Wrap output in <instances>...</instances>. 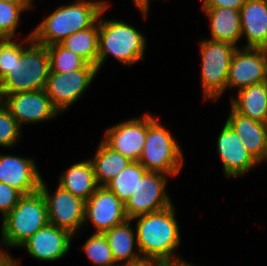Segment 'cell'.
I'll return each instance as SVG.
<instances>
[{"label": "cell", "instance_id": "cell-1", "mask_svg": "<svg viewBox=\"0 0 267 266\" xmlns=\"http://www.w3.org/2000/svg\"><path fill=\"white\" fill-rule=\"evenodd\" d=\"M109 4L105 0H76L59 6L31 32L41 45L59 44L71 34L93 26Z\"/></svg>", "mask_w": 267, "mask_h": 266}, {"label": "cell", "instance_id": "cell-2", "mask_svg": "<svg viewBox=\"0 0 267 266\" xmlns=\"http://www.w3.org/2000/svg\"><path fill=\"white\" fill-rule=\"evenodd\" d=\"M174 205L133 218L136 226L137 247L142 256L152 257L163 263L179 259L174 253L180 244L178 221Z\"/></svg>", "mask_w": 267, "mask_h": 266}, {"label": "cell", "instance_id": "cell-3", "mask_svg": "<svg viewBox=\"0 0 267 266\" xmlns=\"http://www.w3.org/2000/svg\"><path fill=\"white\" fill-rule=\"evenodd\" d=\"M109 6L111 5H108L98 18V71L109 55L130 66L144 59L146 37L124 21L112 19H104L103 21L101 15L106 12Z\"/></svg>", "mask_w": 267, "mask_h": 266}, {"label": "cell", "instance_id": "cell-4", "mask_svg": "<svg viewBox=\"0 0 267 266\" xmlns=\"http://www.w3.org/2000/svg\"><path fill=\"white\" fill-rule=\"evenodd\" d=\"M47 224V207L41 191L25 194L15 207L2 218L0 245L3 248L20 247Z\"/></svg>", "mask_w": 267, "mask_h": 266}, {"label": "cell", "instance_id": "cell-5", "mask_svg": "<svg viewBox=\"0 0 267 266\" xmlns=\"http://www.w3.org/2000/svg\"><path fill=\"white\" fill-rule=\"evenodd\" d=\"M138 162L147 171L176 176L183 167V153L175 137L147 113V135Z\"/></svg>", "mask_w": 267, "mask_h": 266}, {"label": "cell", "instance_id": "cell-6", "mask_svg": "<svg viewBox=\"0 0 267 266\" xmlns=\"http://www.w3.org/2000/svg\"><path fill=\"white\" fill-rule=\"evenodd\" d=\"M49 72L47 48L33 40L0 82V99L6 94L45 89Z\"/></svg>", "mask_w": 267, "mask_h": 266}, {"label": "cell", "instance_id": "cell-7", "mask_svg": "<svg viewBox=\"0 0 267 266\" xmlns=\"http://www.w3.org/2000/svg\"><path fill=\"white\" fill-rule=\"evenodd\" d=\"M236 46L211 39L200 42L204 100H218L227 89L230 62Z\"/></svg>", "mask_w": 267, "mask_h": 266}, {"label": "cell", "instance_id": "cell-8", "mask_svg": "<svg viewBox=\"0 0 267 266\" xmlns=\"http://www.w3.org/2000/svg\"><path fill=\"white\" fill-rule=\"evenodd\" d=\"M168 176L162 173L147 171L124 204L128 219L158 212L170 207L172 201L166 193Z\"/></svg>", "mask_w": 267, "mask_h": 266}, {"label": "cell", "instance_id": "cell-9", "mask_svg": "<svg viewBox=\"0 0 267 266\" xmlns=\"http://www.w3.org/2000/svg\"><path fill=\"white\" fill-rule=\"evenodd\" d=\"M41 191L47 207L48 223L69 231L72 235L84 226L85 201L68 192L60 185L53 194H49L43 178L40 182Z\"/></svg>", "mask_w": 267, "mask_h": 266}, {"label": "cell", "instance_id": "cell-10", "mask_svg": "<svg viewBox=\"0 0 267 266\" xmlns=\"http://www.w3.org/2000/svg\"><path fill=\"white\" fill-rule=\"evenodd\" d=\"M96 74L98 69H79L63 74L49 72L44 90L53 106L62 113L87 91Z\"/></svg>", "mask_w": 267, "mask_h": 266}, {"label": "cell", "instance_id": "cell-11", "mask_svg": "<svg viewBox=\"0 0 267 266\" xmlns=\"http://www.w3.org/2000/svg\"><path fill=\"white\" fill-rule=\"evenodd\" d=\"M0 100L20 127L23 123L36 124L59 114L44 89L6 94Z\"/></svg>", "mask_w": 267, "mask_h": 266}, {"label": "cell", "instance_id": "cell-12", "mask_svg": "<svg viewBox=\"0 0 267 266\" xmlns=\"http://www.w3.org/2000/svg\"><path fill=\"white\" fill-rule=\"evenodd\" d=\"M267 49L237 48L230 62L227 88L238 90L265 81Z\"/></svg>", "mask_w": 267, "mask_h": 266}, {"label": "cell", "instance_id": "cell-13", "mask_svg": "<svg viewBox=\"0 0 267 266\" xmlns=\"http://www.w3.org/2000/svg\"><path fill=\"white\" fill-rule=\"evenodd\" d=\"M127 219L124 203L105 186H99L85 202L84 224L90 220L95 233H104Z\"/></svg>", "mask_w": 267, "mask_h": 266}, {"label": "cell", "instance_id": "cell-14", "mask_svg": "<svg viewBox=\"0 0 267 266\" xmlns=\"http://www.w3.org/2000/svg\"><path fill=\"white\" fill-rule=\"evenodd\" d=\"M147 135V114L109 127L102 140L131 161H138Z\"/></svg>", "mask_w": 267, "mask_h": 266}, {"label": "cell", "instance_id": "cell-15", "mask_svg": "<svg viewBox=\"0 0 267 266\" xmlns=\"http://www.w3.org/2000/svg\"><path fill=\"white\" fill-rule=\"evenodd\" d=\"M217 151L227 178L241 177L259 164L247 151L241 138L226 122L217 138Z\"/></svg>", "mask_w": 267, "mask_h": 266}, {"label": "cell", "instance_id": "cell-16", "mask_svg": "<svg viewBox=\"0 0 267 266\" xmlns=\"http://www.w3.org/2000/svg\"><path fill=\"white\" fill-rule=\"evenodd\" d=\"M74 236L69 231L48 223L20 247H24L35 259L55 261L64 257L69 251Z\"/></svg>", "mask_w": 267, "mask_h": 266}, {"label": "cell", "instance_id": "cell-17", "mask_svg": "<svg viewBox=\"0 0 267 266\" xmlns=\"http://www.w3.org/2000/svg\"><path fill=\"white\" fill-rule=\"evenodd\" d=\"M41 179L35 160L0 154V182L25 195L39 190Z\"/></svg>", "mask_w": 267, "mask_h": 266}, {"label": "cell", "instance_id": "cell-18", "mask_svg": "<svg viewBox=\"0 0 267 266\" xmlns=\"http://www.w3.org/2000/svg\"><path fill=\"white\" fill-rule=\"evenodd\" d=\"M242 37L245 48L267 49V0H246L240 9Z\"/></svg>", "mask_w": 267, "mask_h": 266}, {"label": "cell", "instance_id": "cell-19", "mask_svg": "<svg viewBox=\"0 0 267 266\" xmlns=\"http://www.w3.org/2000/svg\"><path fill=\"white\" fill-rule=\"evenodd\" d=\"M226 123L241 138L247 151L259 163L266 150L267 124L237 113L232 107Z\"/></svg>", "mask_w": 267, "mask_h": 266}, {"label": "cell", "instance_id": "cell-20", "mask_svg": "<svg viewBox=\"0 0 267 266\" xmlns=\"http://www.w3.org/2000/svg\"><path fill=\"white\" fill-rule=\"evenodd\" d=\"M210 20L211 40L236 45L242 38L240 10L227 7L202 8Z\"/></svg>", "mask_w": 267, "mask_h": 266}, {"label": "cell", "instance_id": "cell-21", "mask_svg": "<svg viewBox=\"0 0 267 266\" xmlns=\"http://www.w3.org/2000/svg\"><path fill=\"white\" fill-rule=\"evenodd\" d=\"M231 107L239 114L267 124V87L265 81L238 90Z\"/></svg>", "mask_w": 267, "mask_h": 266}, {"label": "cell", "instance_id": "cell-22", "mask_svg": "<svg viewBox=\"0 0 267 266\" xmlns=\"http://www.w3.org/2000/svg\"><path fill=\"white\" fill-rule=\"evenodd\" d=\"M58 185L86 202L99 187L90 159L69 167L59 177Z\"/></svg>", "mask_w": 267, "mask_h": 266}, {"label": "cell", "instance_id": "cell-23", "mask_svg": "<svg viewBox=\"0 0 267 266\" xmlns=\"http://www.w3.org/2000/svg\"><path fill=\"white\" fill-rule=\"evenodd\" d=\"M131 221L127 219L125 222L104 232L117 265H120V262L124 264L142 256L137 247L136 231L131 228ZM135 245L136 252L134 251L136 250L134 248Z\"/></svg>", "mask_w": 267, "mask_h": 266}, {"label": "cell", "instance_id": "cell-24", "mask_svg": "<svg viewBox=\"0 0 267 266\" xmlns=\"http://www.w3.org/2000/svg\"><path fill=\"white\" fill-rule=\"evenodd\" d=\"M90 161L93 165L95 178L99 186H105L131 162V160L124 157L120 152L109 147L103 140Z\"/></svg>", "mask_w": 267, "mask_h": 266}, {"label": "cell", "instance_id": "cell-25", "mask_svg": "<svg viewBox=\"0 0 267 266\" xmlns=\"http://www.w3.org/2000/svg\"><path fill=\"white\" fill-rule=\"evenodd\" d=\"M98 42L99 23L97 21L93 26L71 34L59 44L82 57L88 64L97 67Z\"/></svg>", "mask_w": 267, "mask_h": 266}, {"label": "cell", "instance_id": "cell-26", "mask_svg": "<svg viewBox=\"0 0 267 266\" xmlns=\"http://www.w3.org/2000/svg\"><path fill=\"white\" fill-rule=\"evenodd\" d=\"M147 172L138 161H131L127 167L110 180L105 187L113 192L124 204Z\"/></svg>", "mask_w": 267, "mask_h": 266}, {"label": "cell", "instance_id": "cell-27", "mask_svg": "<svg viewBox=\"0 0 267 266\" xmlns=\"http://www.w3.org/2000/svg\"><path fill=\"white\" fill-rule=\"evenodd\" d=\"M46 48L49 56L50 72L63 74L79 69H97L96 66L88 64L82 57L60 44L49 45Z\"/></svg>", "mask_w": 267, "mask_h": 266}, {"label": "cell", "instance_id": "cell-28", "mask_svg": "<svg viewBox=\"0 0 267 266\" xmlns=\"http://www.w3.org/2000/svg\"><path fill=\"white\" fill-rule=\"evenodd\" d=\"M33 6L32 2H5L0 0V39L15 36L21 12L31 10Z\"/></svg>", "mask_w": 267, "mask_h": 266}, {"label": "cell", "instance_id": "cell-29", "mask_svg": "<svg viewBox=\"0 0 267 266\" xmlns=\"http://www.w3.org/2000/svg\"><path fill=\"white\" fill-rule=\"evenodd\" d=\"M83 250L95 266H118L104 233H93L84 243Z\"/></svg>", "mask_w": 267, "mask_h": 266}, {"label": "cell", "instance_id": "cell-30", "mask_svg": "<svg viewBox=\"0 0 267 266\" xmlns=\"http://www.w3.org/2000/svg\"><path fill=\"white\" fill-rule=\"evenodd\" d=\"M24 41L26 46L23 45ZM24 41L20 44L13 41L12 38L0 39V82L12 69L15 58H20L21 52L33 41L32 33H29Z\"/></svg>", "mask_w": 267, "mask_h": 266}, {"label": "cell", "instance_id": "cell-31", "mask_svg": "<svg viewBox=\"0 0 267 266\" xmlns=\"http://www.w3.org/2000/svg\"><path fill=\"white\" fill-rule=\"evenodd\" d=\"M21 130L16 119L0 100V146L14 147L20 137L22 138Z\"/></svg>", "mask_w": 267, "mask_h": 266}, {"label": "cell", "instance_id": "cell-32", "mask_svg": "<svg viewBox=\"0 0 267 266\" xmlns=\"http://www.w3.org/2000/svg\"><path fill=\"white\" fill-rule=\"evenodd\" d=\"M23 194L7 185L4 182H0V213L4 218L19 202Z\"/></svg>", "mask_w": 267, "mask_h": 266}, {"label": "cell", "instance_id": "cell-33", "mask_svg": "<svg viewBox=\"0 0 267 266\" xmlns=\"http://www.w3.org/2000/svg\"><path fill=\"white\" fill-rule=\"evenodd\" d=\"M246 0H203L202 8L227 7L233 10H240Z\"/></svg>", "mask_w": 267, "mask_h": 266}, {"label": "cell", "instance_id": "cell-34", "mask_svg": "<svg viewBox=\"0 0 267 266\" xmlns=\"http://www.w3.org/2000/svg\"><path fill=\"white\" fill-rule=\"evenodd\" d=\"M121 266H164V263L152 257L141 256L138 259L121 264Z\"/></svg>", "mask_w": 267, "mask_h": 266}, {"label": "cell", "instance_id": "cell-35", "mask_svg": "<svg viewBox=\"0 0 267 266\" xmlns=\"http://www.w3.org/2000/svg\"><path fill=\"white\" fill-rule=\"evenodd\" d=\"M0 250V266H20L19 261L15 260L11 254L1 248Z\"/></svg>", "mask_w": 267, "mask_h": 266}, {"label": "cell", "instance_id": "cell-36", "mask_svg": "<svg viewBox=\"0 0 267 266\" xmlns=\"http://www.w3.org/2000/svg\"><path fill=\"white\" fill-rule=\"evenodd\" d=\"M149 0H136L134 2L135 6L141 11L144 18H147L149 9Z\"/></svg>", "mask_w": 267, "mask_h": 266}, {"label": "cell", "instance_id": "cell-37", "mask_svg": "<svg viewBox=\"0 0 267 266\" xmlns=\"http://www.w3.org/2000/svg\"><path fill=\"white\" fill-rule=\"evenodd\" d=\"M164 266H194L192 264L187 263L184 259H176V260H171L168 262L164 263Z\"/></svg>", "mask_w": 267, "mask_h": 266}, {"label": "cell", "instance_id": "cell-38", "mask_svg": "<svg viewBox=\"0 0 267 266\" xmlns=\"http://www.w3.org/2000/svg\"><path fill=\"white\" fill-rule=\"evenodd\" d=\"M5 2H32L33 0H1Z\"/></svg>", "mask_w": 267, "mask_h": 266}, {"label": "cell", "instance_id": "cell-39", "mask_svg": "<svg viewBox=\"0 0 267 266\" xmlns=\"http://www.w3.org/2000/svg\"><path fill=\"white\" fill-rule=\"evenodd\" d=\"M265 160H267V139H266V150H265L263 159L259 163L264 162Z\"/></svg>", "mask_w": 267, "mask_h": 266}, {"label": "cell", "instance_id": "cell-40", "mask_svg": "<svg viewBox=\"0 0 267 266\" xmlns=\"http://www.w3.org/2000/svg\"><path fill=\"white\" fill-rule=\"evenodd\" d=\"M265 83H266V87H267V72H266V77H265Z\"/></svg>", "mask_w": 267, "mask_h": 266}]
</instances>
